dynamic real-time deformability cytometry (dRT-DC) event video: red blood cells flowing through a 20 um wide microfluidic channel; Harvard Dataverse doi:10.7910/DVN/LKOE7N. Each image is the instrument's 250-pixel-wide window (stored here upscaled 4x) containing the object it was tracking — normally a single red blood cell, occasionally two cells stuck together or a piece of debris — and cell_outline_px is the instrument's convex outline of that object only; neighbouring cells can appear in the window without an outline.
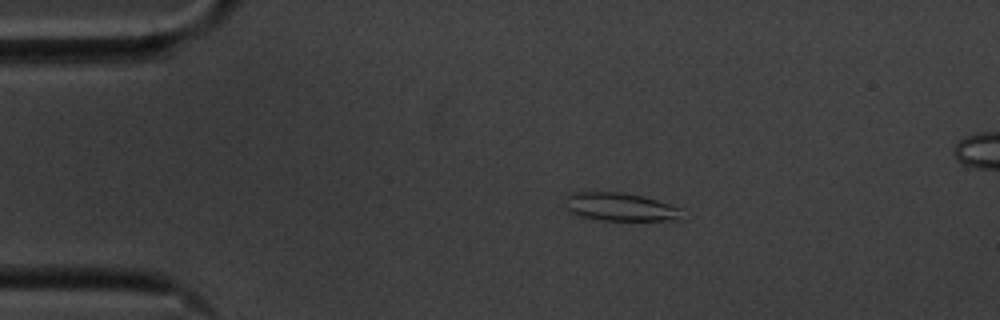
{"species": "common noctule bat (a hibernating species)", "species_latin": "Nyctalus noctula", "temperature_condition": "cold", "stored_images_in_passage": 40, "camera_frame_rate_fps": 3000, "um_per_image_px": 0.085, "animal": {"sex": "male", "body_mass_g": 20.1, "forearm_length_mm": 53.5}, "frame": {"image": 1, "passage_image": 2, "time_ms": 0.333, "image_size_px": [1000, 320], "cell_outline_px": [[680, 208], [676, 220], [600, 220], [580, 216], [568, 212], [564, 208], [568, 192], [620, 192], [644, 196]], "centroid_in_image_um": [52.59, 17.58], "position_along_channel_um": 32.4, "area_um2": 19.02}}
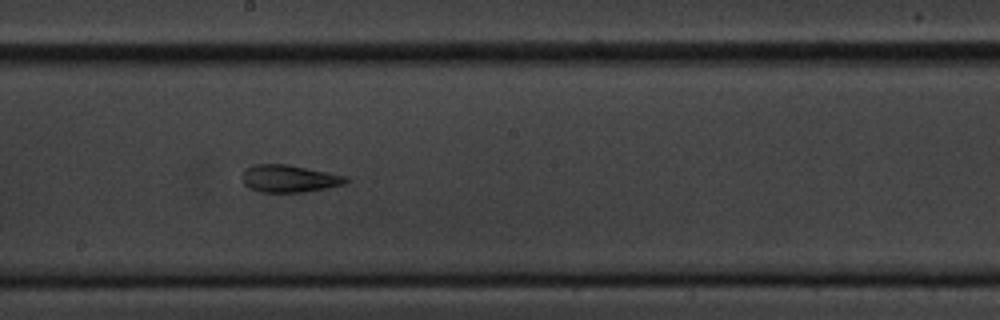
{"frame": {"image": 2, "passage_image": 22, "time_ms": 7.0, "image_size_px": [1000, 320], "cell_outline_px": [[348, 180], [344, 184], [328, 188], [304, 192], [260, 192], [248, 188], [244, 184], [240, 176], [244, 168], [252, 164], [288, 164], [328, 172], [344, 176]], "centroid_in_image_um": [24.5, 15.17], "position_along_channel_um": 223.7, "area_um2": 16.76}}
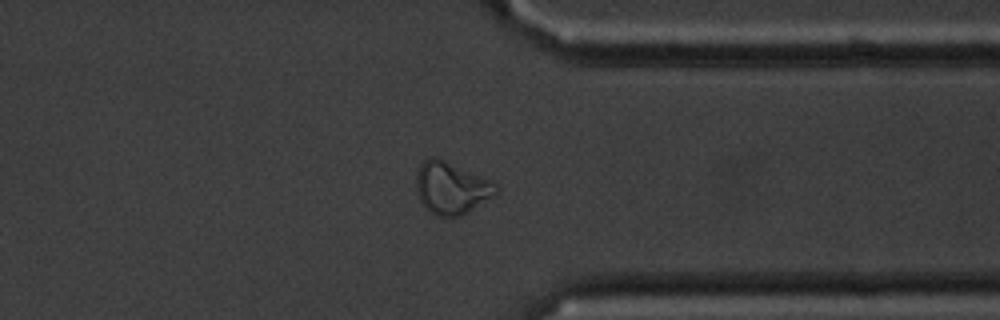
{"frame": {"image": 3, "passage_image": 35, "time_ms": 11.333, "image_size_px": [1000, 320], "cell_outline_px": [[500, 188], [492, 196], [468, 212], [460, 216], [436, 216], [424, 208], [416, 192], [416, 172], [420, 164], [428, 156], [436, 156], [480, 176], [496, 184]], "centroid_in_image_um": [38.3, 15.97], "position_along_channel_um": 373.1, "area_um2": 24.16}, "authors_computed_cell_mechanics": {"area_um2": 16.8776, "velocity_mm_per_s": 3.5217, "shape_relaxation_time_tau1_ms": null, "shape_relaxation_time_tau2_ms": 4.159, "deformation_change_tau1": null, "deformation_change_tau2": 0.0947}}